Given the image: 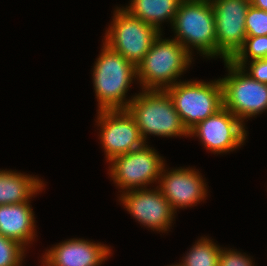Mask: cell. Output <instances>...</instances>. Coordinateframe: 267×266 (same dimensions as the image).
<instances>
[{
	"mask_svg": "<svg viewBox=\"0 0 267 266\" xmlns=\"http://www.w3.org/2000/svg\"><path fill=\"white\" fill-rule=\"evenodd\" d=\"M143 189V190H142ZM137 188L121 195L125 208L144 226L157 231H166L171 225L174 211L160 189Z\"/></svg>",
	"mask_w": 267,
	"mask_h": 266,
	"instance_id": "7c38bea8",
	"label": "cell"
},
{
	"mask_svg": "<svg viewBox=\"0 0 267 266\" xmlns=\"http://www.w3.org/2000/svg\"><path fill=\"white\" fill-rule=\"evenodd\" d=\"M250 4L253 7L267 11V0H250Z\"/></svg>",
	"mask_w": 267,
	"mask_h": 266,
	"instance_id": "cb8c5ba5",
	"label": "cell"
},
{
	"mask_svg": "<svg viewBox=\"0 0 267 266\" xmlns=\"http://www.w3.org/2000/svg\"><path fill=\"white\" fill-rule=\"evenodd\" d=\"M153 41L149 52L136 66L137 77L145 90H166L191 63V55L176 39ZM163 87V88H162Z\"/></svg>",
	"mask_w": 267,
	"mask_h": 266,
	"instance_id": "3957f363",
	"label": "cell"
},
{
	"mask_svg": "<svg viewBox=\"0 0 267 266\" xmlns=\"http://www.w3.org/2000/svg\"><path fill=\"white\" fill-rule=\"evenodd\" d=\"M229 76L220 79L223 107L228 109L241 122L267 109V84L253 79L244 68L224 61Z\"/></svg>",
	"mask_w": 267,
	"mask_h": 266,
	"instance_id": "8992f818",
	"label": "cell"
},
{
	"mask_svg": "<svg viewBox=\"0 0 267 266\" xmlns=\"http://www.w3.org/2000/svg\"><path fill=\"white\" fill-rule=\"evenodd\" d=\"M34 214L29 201L20 204L0 205V234L16 240L22 246L34 237Z\"/></svg>",
	"mask_w": 267,
	"mask_h": 266,
	"instance_id": "9a60e30c",
	"label": "cell"
},
{
	"mask_svg": "<svg viewBox=\"0 0 267 266\" xmlns=\"http://www.w3.org/2000/svg\"><path fill=\"white\" fill-rule=\"evenodd\" d=\"M250 72L253 79L263 84H267V58L252 60L250 63Z\"/></svg>",
	"mask_w": 267,
	"mask_h": 266,
	"instance_id": "603a6c76",
	"label": "cell"
},
{
	"mask_svg": "<svg viewBox=\"0 0 267 266\" xmlns=\"http://www.w3.org/2000/svg\"><path fill=\"white\" fill-rule=\"evenodd\" d=\"M248 53L252 60L267 58V35L247 36L243 46L229 61L238 67L245 68Z\"/></svg>",
	"mask_w": 267,
	"mask_h": 266,
	"instance_id": "d6986e66",
	"label": "cell"
},
{
	"mask_svg": "<svg viewBox=\"0 0 267 266\" xmlns=\"http://www.w3.org/2000/svg\"><path fill=\"white\" fill-rule=\"evenodd\" d=\"M38 178L12 171H0V205L20 204L42 189Z\"/></svg>",
	"mask_w": 267,
	"mask_h": 266,
	"instance_id": "2e32d148",
	"label": "cell"
},
{
	"mask_svg": "<svg viewBox=\"0 0 267 266\" xmlns=\"http://www.w3.org/2000/svg\"><path fill=\"white\" fill-rule=\"evenodd\" d=\"M182 0H132L125 9L131 16L160 31V22L168 19L171 24Z\"/></svg>",
	"mask_w": 267,
	"mask_h": 266,
	"instance_id": "e0dca14e",
	"label": "cell"
},
{
	"mask_svg": "<svg viewBox=\"0 0 267 266\" xmlns=\"http://www.w3.org/2000/svg\"><path fill=\"white\" fill-rule=\"evenodd\" d=\"M98 114L97 122L102 127L100 138L107 160L144 145L136 122L127 110H104Z\"/></svg>",
	"mask_w": 267,
	"mask_h": 266,
	"instance_id": "30bf717a",
	"label": "cell"
},
{
	"mask_svg": "<svg viewBox=\"0 0 267 266\" xmlns=\"http://www.w3.org/2000/svg\"><path fill=\"white\" fill-rule=\"evenodd\" d=\"M172 266H183V265L180 263L179 265L177 264V265H172Z\"/></svg>",
	"mask_w": 267,
	"mask_h": 266,
	"instance_id": "d4e9b609",
	"label": "cell"
},
{
	"mask_svg": "<svg viewBox=\"0 0 267 266\" xmlns=\"http://www.w3.org/2000/svg\"><path fill=\"white\" fill-rule=\"evenodd\" d=\"M160 176L159 189L174 212L177 207L192 206L206 197V185L194 170L175 169Z\"/></svg>",
	"mask_w": 267,
	"mask_h": 266,
	"instance_id": "4fadbf2b",
	"label": "cell"
},
{
	"mask_svg": "<svg viewBox=\"0 0 267 266\" xmlns=\"http://www.w3.org/2000/svg\"><path fill=\"white\" fill-rule=\"evenodd\" d=\"M143 92L131 99L126 110L134 118L144 141L148 133L163 137L189 136L166 90Z\"/></svg>",
	"mask_w": 267,
	"mask_h": 266,
	"instance_id": "6da1fadb",
	"label": "cell"
},
{
	"mask_svg": "<svg viewBox=\"0 0 267 266\" xmlns=\"http://www.w3.org/2000/svg\"><path fill=\"white\" fill-rule=\"evenodd\" d=\"M219 266H253L250 258L239 252L221 249Z\"/></svg>",
	"mask_w": 267,
	"mask_h": 266,
	"instance_id": "7402d4cb",
	"label": "cell"
},
{
	"mask_svg": "<svg viewBox=\"0 0 267 266\" xmlns=\"http://www.w3.org/2000/svg\"><path fill=\"white\" fill-rule=\"evenodd\" d=\"M111 177L121 189L146 187L164 172V163L154 149L143 145L138 149L117 156L111 161ZM136 187V188H135Z\"/></svg>",
	"mask_w": 267,
	"mask_h": 266,
	"instance_id": "9c48e42d",
	"label": "cell"
},
{
	"mask_svg": "<svg viewBox=\"0 0 267 266\" xmlns=\"http://www.w3.org/2000/svg\"><path fill=\"white\" fill-rule=\"evenodd\" d=\"M247 36L267 35V11L249 6L245 19Z\"/></svg>",
	"mask_w": 267,
	"mask_h": 266,
	"instance_id": "44dd1931",
	"label": "cell"
},
{
	"mask_svg": "<svg viewBox=\"0 0 267 266\" xmlns=\"http://www.w3.org/2000/svg\"><path fill=\"white\" fill-rule=\"evenodd\" d=\"M216 26V56L230 60L243 46L250 0H210Z\"/></svg>",
	"mask_w": 267,
	"mask_h": 266,
	"instance_id": "ba28073f",
	"label": "cell"
},
{
	"mask_svg": "<svg viewBox=\"0 0 267 266\" xmlns=\"http://www.w3.org/2000/svg\"><path fill=\"white\" fill-rule=\"evenodd\" d=\"M55 246L43 257L50 266H99L110 255L109 247L83 239H71Z\"/></svg>",
	"mask_w": 267,
	"mask_h": 266,
	"instance_id": "5bb4252c",
	"label": "cell"
},
{
	"mask_svg": "<svg viewBox=\"0 0 267 266\" xmlns=\"http://www.w3.org/2000/svg\"><path fill=\"white\" fill-rule=\"evenodd\" d=\"M221 248L212 240L201 238L182 260L183 266H219Z\"/></svg>",
	"mask_w": 267,
	"mask_h": 266,
	"instance_id": "ac0fdd59",
	"label": "cell"
},
{
	"mask_svg": "<svg viewBox=\"0 0 267 266\" xmlns=\"http://www.w3.org/2000/svg\"><path fill=\"white\" fill-rule=\"evenodd\" d=\"M166 92L188 131L223 107L220 79L212 83L175 82Z\"/></svg>",
	"mask_w": 267,
	"mask_h": 266,
	"instance_id": "5b68a950",
	"label": "cell"
},
{
	"mask_svg": "<svg viewBox=\"0 0 267 266\" xmlns=\"http://www.w3.org/2000/svg\"><path fill=\"white\" fill-rule=\"evenodd\" d=\"M95 64L93 82L98 110H126L131 100L124 102V98L133 78L137 77L136 66L105 43Z\"/></svg>",
	"mask_w": 267,
	"mask_h": 266,
	"instance_id": "7a4b0ae2",
	"label": "cell"
},
{
	"mask_svg": "<svg viewBox=\"0 0 267 266\" xmlns=\"http://www.w3.org/2000/svg\"><path fill=\"white\" fill-rule=\"evenodd\" d=\"M197 135L207 149L223 153L243 145L246 130L243 123L228 109L222 107L215 114L196 124L189 135Z\"/></svg>",
	"mask_w": 267,
	"mask_h": 266,
	"instance_id": "8fae6325",
	"label": "cell"
},
{
	"mask_svg": "<svg viewBox=\"0 0 267 266\" xmlns=\"http://www.w3.org/2000/svg\"><path fill=\"white\" fill-rule=\"evenodd\" d=\"M107 30L105 44L137 66L149 52L160 31L131 16L126 10L117 9L113 24Z\"/></svg>",
	"mask_w": 267,
	"mask_h": 266,
	"instance_id": "52a82bcc",
	"label": "cell"
},
{
	"mask_svg": "<svg viewBox=\"0 0 267 266\" xmlns=\"http://www.w3.org/2000/svg\"><path fill=\"white\" fill-rule=\"evenodd\" d=\"M25 247L0 234V266H20Z\"/></svg>",
	"mask_w": 267,
	"mask_h": 266,
	"instance_id": "ffe728a7",
	"label": "cell"
},
{
	"mask_svg": "<svg viewBox=\"0 0 267 266\" xmlns=\"http://www.w3.org/2000/svg\"><path fill=\"white\" fill-rule=\"evenodd\" d=\"M172 26L175 39L190 54L191 44L203 55H216V26L210 0H182Z\"/></svg>",
	"mask_w": 267,
	"mask_h": 266,
	"instance_id": "277c9868",
	"label": "cell"
}]
</instances>
